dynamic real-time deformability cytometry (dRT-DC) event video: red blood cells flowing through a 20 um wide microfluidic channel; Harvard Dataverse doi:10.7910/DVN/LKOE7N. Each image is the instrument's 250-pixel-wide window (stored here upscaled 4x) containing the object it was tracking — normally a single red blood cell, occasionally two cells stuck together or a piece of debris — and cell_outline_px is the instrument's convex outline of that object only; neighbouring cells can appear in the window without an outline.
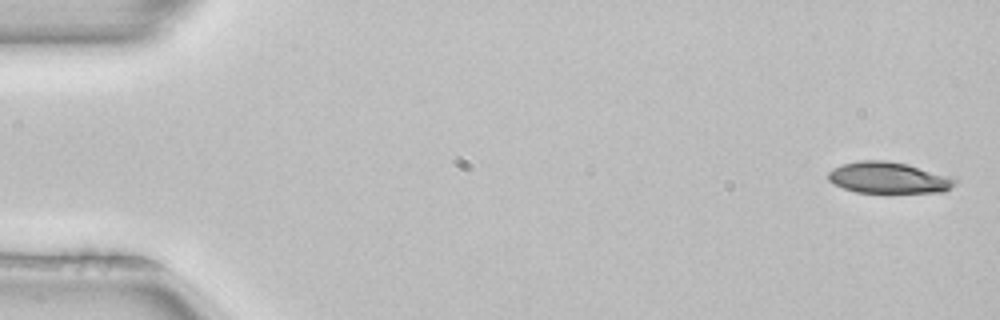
{"species": "common noctule bat (a hibernating species)", "species_latin": "Nyctalus noctula", "temperature_condition": "room temperature", "stored_images_in_passage": 52, "camera_frame_rate_fps": 3000, "um_per_image_px": 0.085, "animal": {"sex": "female", "body_mass_g": 22.7, "forearm_length_mm": 54.2}, "frame": {"image": 1, "passage_image": 2, "time_ms": 0.333, "image_size_px": [1000, 320], "cell_outline_px": [[956, 184], [944, 192], [856, 192], [844, 188], [828, 180], [828, 172], [832, 168], [844, 164], [860, 160], [884, 160], [908, 164], [956, 180]], "centroid_in_image_um": [75.46, 15.1], "position_along_channel_um": 9.5, "area_um2": 22.6}}
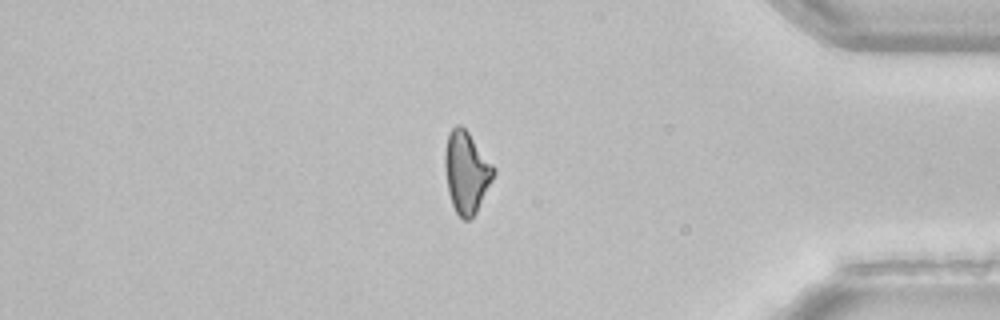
{"frame": {"image": 2, "passage_image": 44, "time_ms": 14.333, "image_size_px": [1000, 320], "cell_outline_px": [[496, 172], [476, 212], [468, 220], [464, 220], [456, 212], [452, 204], [448, 192], [444, 164], [444, 152], [448, 132], [456, 124], [460, 124], [468, 132], [496, 168]], "centroid_in_image_um": [39.63, 14.6], "position_along_channel_um": 395.6, "area_um2": 23.12}}
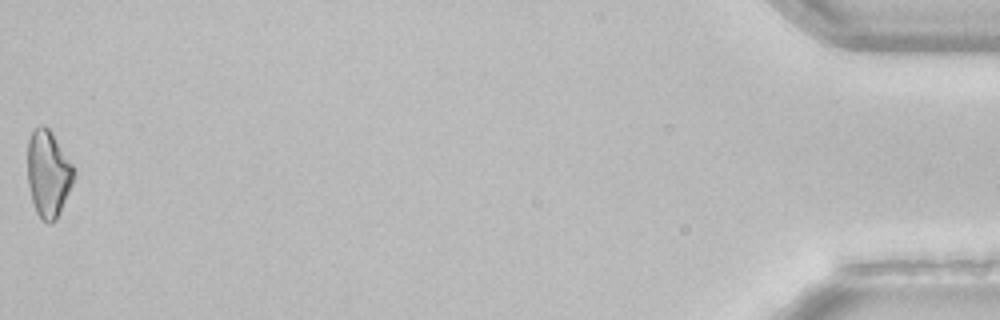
{"frame": {"image": 3, "passage_image": 52, "time_ms": 17.0, "image_size_px": [1000, 320], "cell_outline_px": [[76, 172], [72, 184], [60, 212], [56, 220], [48, 224], [40, 220], [36, 212], [32, 200], [28, 184], [28, 140], [32, 132], [40, 124], [44, 124], [52, 132], [76, 168]], "centroid_in_image_um": [4.11, 14.77], "position_along_channel_um": 431.1, "area_um2": 23.64}, "authors_computed_cell_mechanics": {"area_um2": 23.5824, "velocity_mm_per_s": 3.9835, "shape_relaxation_time_tau1_ms": 4.9842, "shape_relaxation_time_tau2_ms": null, "deformation_change_tau1": 0.1503, "deformation_change_tau2": null}}